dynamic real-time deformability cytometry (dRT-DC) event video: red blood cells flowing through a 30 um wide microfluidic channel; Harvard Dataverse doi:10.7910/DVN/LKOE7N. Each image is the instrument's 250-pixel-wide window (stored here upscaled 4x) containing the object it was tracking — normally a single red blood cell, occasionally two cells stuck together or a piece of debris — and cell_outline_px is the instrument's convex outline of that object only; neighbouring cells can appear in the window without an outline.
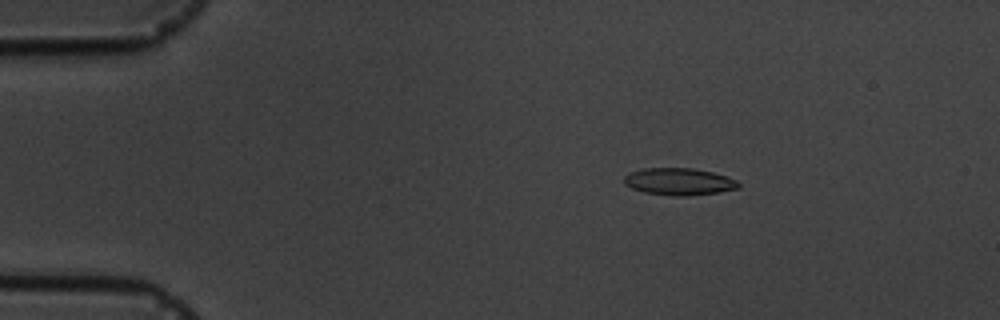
{"species": "common noctule bat (a hibernating species)", "species_latin": "Nyctalus noctula", "temperature_condition": "cold", "stored_images_in_passage": 4, "camera_frame_rate_fps": 3000, "um_per_image_px": 0.085, "animal": {"sex": "male", "body_mass_g": 19.5, "forearm_length_mm": 54.6}, "frame": {"image": 1, "passage_image": 2, "time_ms": 1.0, "image_size_px": [1000, 320], "cell_outline_px": [[740, 188], [720, 192], [688, 196], [672, 196], [644, 192], [632, 188], [624, 184], [624, 176], [628, 172], [644, 168], [692, 168], [712, 172], [736, 180], [740, 184]], "centroid_in_image_um": [57.7, 15.44], "position_along_channel_um": 27.3, "area_um2": 18.15}}
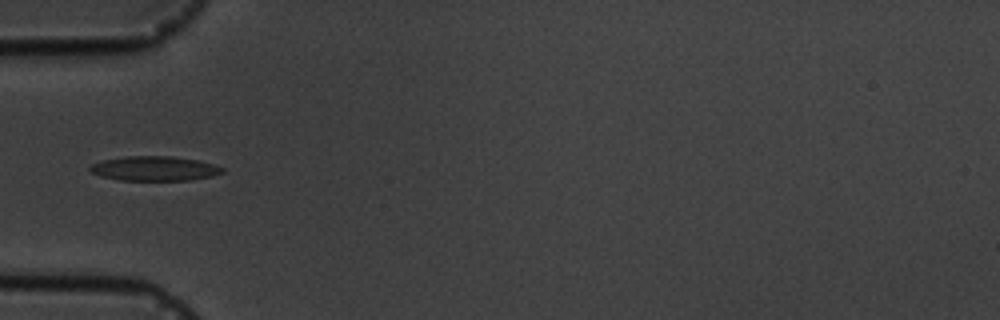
{"frame": {"image": 2, "passage_image": 4, "time_ms": 4.0, "image_size_px": [1000, 320], "cell_outline_px": [[224, 172], [212, 176], [192, 180], [120, 180], [100, 176], [92, 172], [88, 168], [92, 164], [104, 160], [124, 156], [172, 156], [200, 160], [224, 168]], "centroid_in_image_um": [13.15, 14.32], "position_along_channel_um": 71.8, "area_um2": 18.96}}